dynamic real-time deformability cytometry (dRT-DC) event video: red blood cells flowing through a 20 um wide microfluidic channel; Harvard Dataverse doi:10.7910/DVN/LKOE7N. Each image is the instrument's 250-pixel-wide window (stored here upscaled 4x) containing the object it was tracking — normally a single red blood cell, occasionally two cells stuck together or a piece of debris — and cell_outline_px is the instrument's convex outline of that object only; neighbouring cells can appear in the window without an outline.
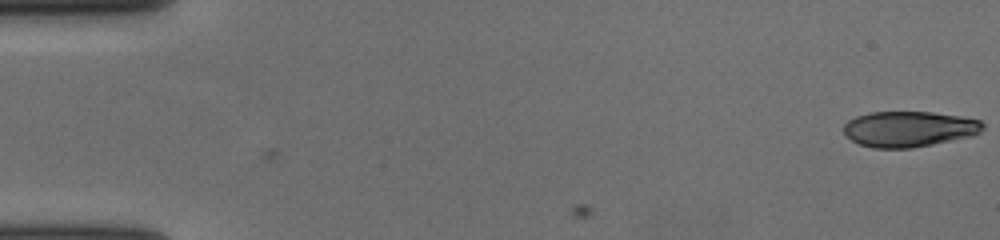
{"species": "human", "species_latin": "Homo sapiens", "temperature_condition": "cold", "stored_images_in_passage": 15, "camera_frame_rate_fps": 3000, "um_per_image_px": 0.085, "donor": {"sex": "female"}, "frame": {"image": 1, "passage_image": 1, "time_ms": 0.0, "image_size_px": [1000, 240], "cell_outline_px": [[984, 128], [976, 136], [912, 148], [872, 148], [860, 144], [852, 140], [844, 132], [844, 124], [848, 120], [856, 116], [868, 112], [932, 112], [960, 116], [980, 120], [984, 124]], "centroid_in_image_um": [77.3, 10.97], "position_along_channel_um": 7.7, "area_um2": 29.13}}
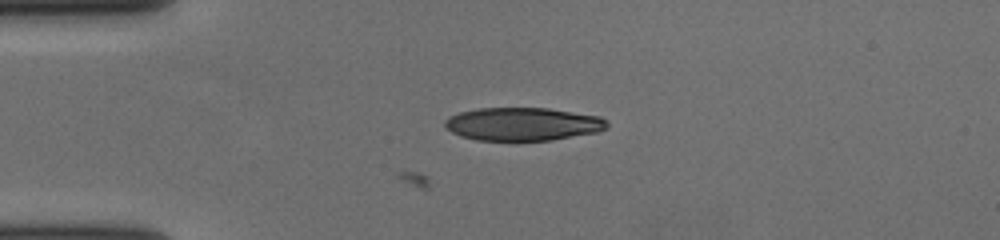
{"frame": {"image": 2, "passage_image": 15, "time_ms": 4.667, "image_size_px": [1000, 240], "cell_outline_px": [[608, 128], [596, 132], [552, 140], [476, 140], [460, 136], [452, 132], [444, 124], [444, 120], [448, 116], [460, 112], [480, 108], [548, 108], [600, 116], [608, 124]], "centroid_in_image_um": [44.42, 10.54], "position_along_channel_um": 40.6, "area_um2": 31.21}}